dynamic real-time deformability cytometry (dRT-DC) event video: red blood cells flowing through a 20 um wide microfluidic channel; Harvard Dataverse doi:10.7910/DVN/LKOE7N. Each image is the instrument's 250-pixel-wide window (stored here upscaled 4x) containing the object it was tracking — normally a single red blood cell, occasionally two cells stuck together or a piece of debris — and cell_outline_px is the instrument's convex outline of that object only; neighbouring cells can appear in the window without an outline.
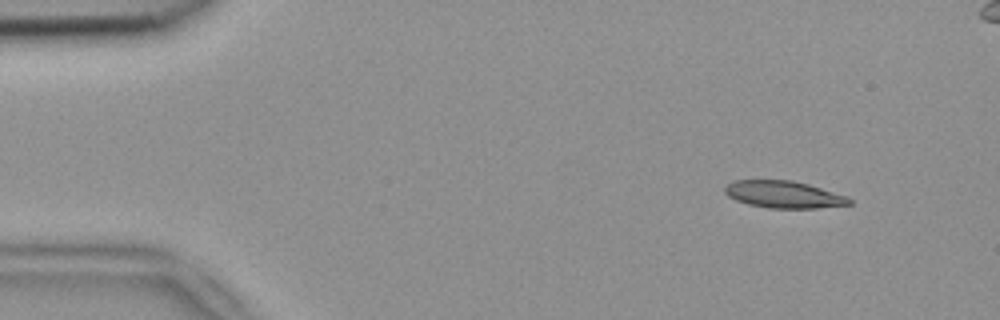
{"species": "common noctule bat (a hibernating species)", "species_latin": "Nyctalus noctula", "temperature_condition": "room temperature", "stored_images_in_passage": 6, "camera_frame_rate_fps": 3000, "um_per_image_px": 0.085, "animal": {"sex": "female", "body_mass_g": 18.4}, "frame": {"image": 1, "passage_image": 2, "time_ms": 0.333, "image_size_px": [1000, 320], "cell_outline_px": [[852, 204], [816, 208], [768, 208], [748, 204], [736, 200], [728, 196], [724, 192], [724, 188], [732, 180], [792, 180], [808, 184], [848, 196], [852, 200]], "centroid_in_image_um": [66.62, 16.53], "position_along_channel_um": 18.4, "area_um2": 19.71}}